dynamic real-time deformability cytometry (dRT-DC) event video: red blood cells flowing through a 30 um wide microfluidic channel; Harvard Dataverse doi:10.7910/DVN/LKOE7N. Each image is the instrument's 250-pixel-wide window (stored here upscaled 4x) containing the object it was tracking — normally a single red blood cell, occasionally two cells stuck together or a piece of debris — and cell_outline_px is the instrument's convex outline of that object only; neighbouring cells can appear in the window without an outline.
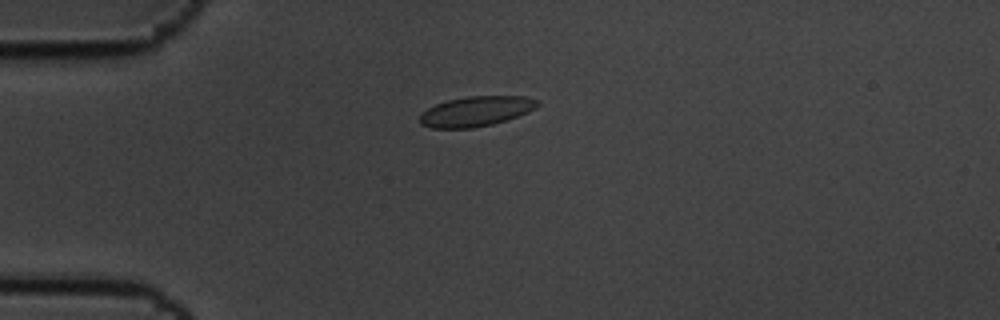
{"species": "common noctule bat (a hibernating species)", "species_latin": "Nyctalus noctula", "temperature_condition": "cold", "stored_images_in_passage": 6, "camera_frame_rate_fps": 3000, "um_per_image_px": 0.085, "animal": {"sex": "male", "body_mass_g": 19.5, "forearm_length_mm": 54.6}, "frame": {"image": 1, "passage_image": 1, "time_ms": 0.0, "image_size_px": [1000, 320], "cell_outline_px": [[540, 104], [536, 108], [528, 112], [492, 124], [472, 128], [432, 128], [420, 124], [420, 116], [428, 108], [436, 104], [448, 100], [468, 96], [524, 96], [540, 100]], "centroid_in_image_um": [40.49, 9.45], "position_along_channel_um": 44.5, "area_um2": 20.46}}
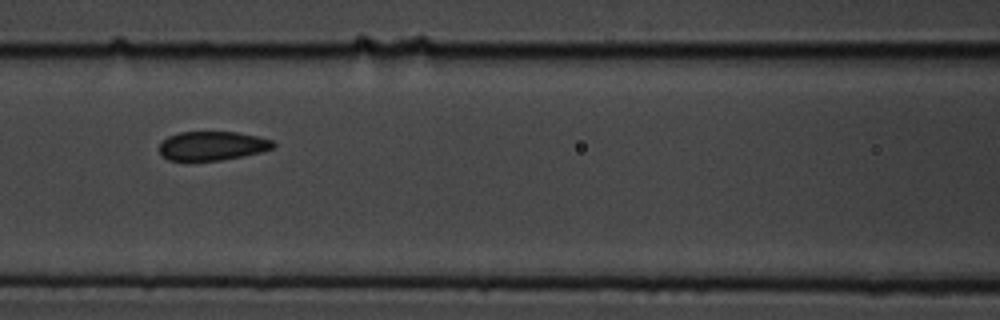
{"frame": {"image": 2, "passage_image": 4, "time_ms": 1.0, "image_size_px": [1000, 320], "cell_outline_px": [[276, 144], [272, 148], [260, 152], [220, 160], [168, 160], [160, 156], [160, 144], [168, 136], [180, 132], [236, 132], [256, 136], [272, 140]], "centroid_in_image_um": [18.01, 12.39], "position_along_channel_um": 148.6, "area_um2": 19.02}}
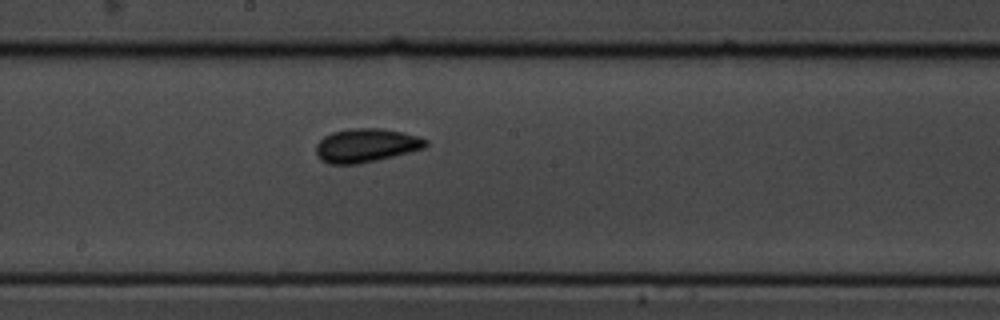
{"frame": {"image": 3, "passage_image": 6, "time_ms": 1.667, "image_size_px": [1000, 320], "cell_outline_px": [[428, 144], [424, 148], [360, 164], [328, 164], [320, 160], [316, 156], [316, 144], [324, 136], [332, 132], [352, 128], [380, 128], [404, 132], [428, 140]], "centroid_in_image_um": [31.08, 12.36], "position_along_channel_um": 217.1, "area_um2": 21.56}}